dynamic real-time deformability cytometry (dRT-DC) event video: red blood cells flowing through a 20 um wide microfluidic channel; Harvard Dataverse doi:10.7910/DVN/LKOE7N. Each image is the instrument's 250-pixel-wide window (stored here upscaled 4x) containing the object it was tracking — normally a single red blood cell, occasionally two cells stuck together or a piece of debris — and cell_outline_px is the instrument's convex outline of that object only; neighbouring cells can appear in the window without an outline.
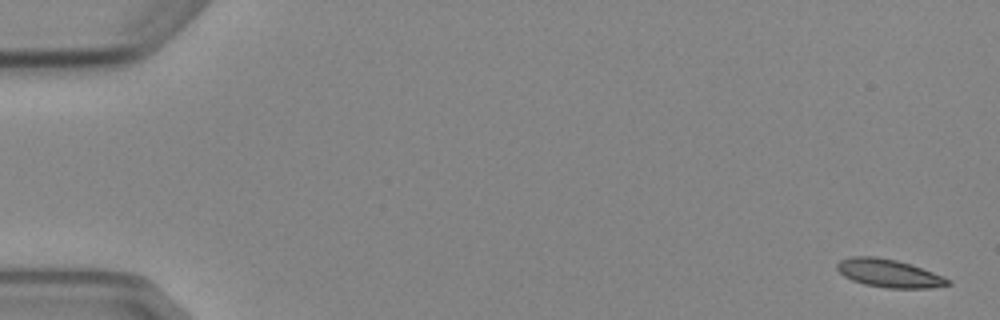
{"species": "Egyptian fruit bat (a non-hibernating species)", "species_latin": "Rousettus aegyptiacus", "temperature_condition": "cold", "stored_images_in_passage": 6, "camera_frame_rate_fps": 3000, "um_per_image_px": 0.085, "animal": {"sex": "female"}, "frame": {"image": 1, "passage_image": 1, "time_ms": 0.0, "image_size_px": [1000, 320], "cell_outline_px": [[952, 284], [928, 288], [888, 288], [864, 284], [852, 280], [844, 276], [836, 268], [836, 264], [840, 260], [852, 256], [876, 256], [896, 260], [912, 264], [944, 276], [952, 280]], "centroid_in_image_um": [75.58, 23.22], "position_along_channel_um": 9.4, "area_um2": 18.26}}
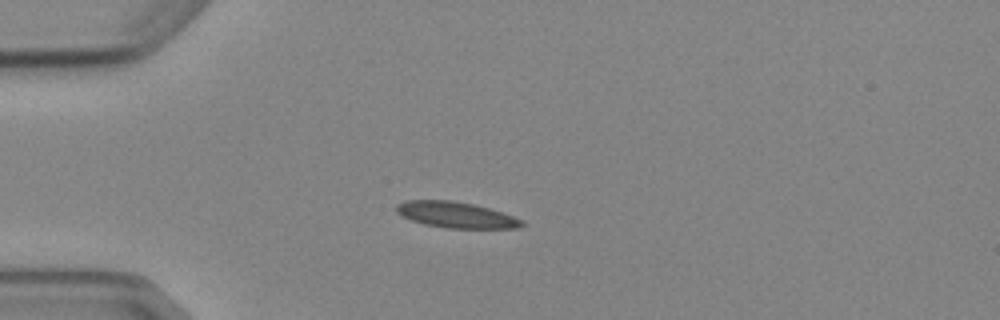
{"frame": {"image": 2, "passage_image": 4, "time_ms": 4.333, "image_size_px": [1000, 320], "cell_outline_px": [[524, 224], [516, 228], [448, 228], [424, 224], [400, 216], [396, 212], [396, 204], [408, 200], [452, 200], [472, 204], [488, 208], [524, 220]], "centroid_in_image_um": [38.71, 18.26], "position_along_channel_um": 46.3, "area_um2": 18.84}}
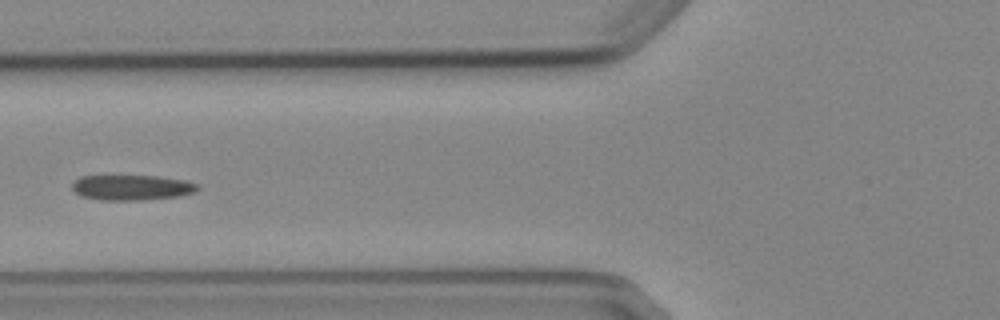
{"frame": {"image": 3, "passage_image": 6, "time_ms": 6.667, "image_size_px": [1000, 320], "cell_outline_px": [[200, 188], [196, 192], [180, 196], [140, 200], [104, 200], [80, 196], [72, 188], [72, 184], [80, 176], [156, 176], [184, 180], [200, 184]], "centroid_in_image_um": [11.24, 15.94], "position_along_channel_um": 114.6, "area_um2": 18.5}}